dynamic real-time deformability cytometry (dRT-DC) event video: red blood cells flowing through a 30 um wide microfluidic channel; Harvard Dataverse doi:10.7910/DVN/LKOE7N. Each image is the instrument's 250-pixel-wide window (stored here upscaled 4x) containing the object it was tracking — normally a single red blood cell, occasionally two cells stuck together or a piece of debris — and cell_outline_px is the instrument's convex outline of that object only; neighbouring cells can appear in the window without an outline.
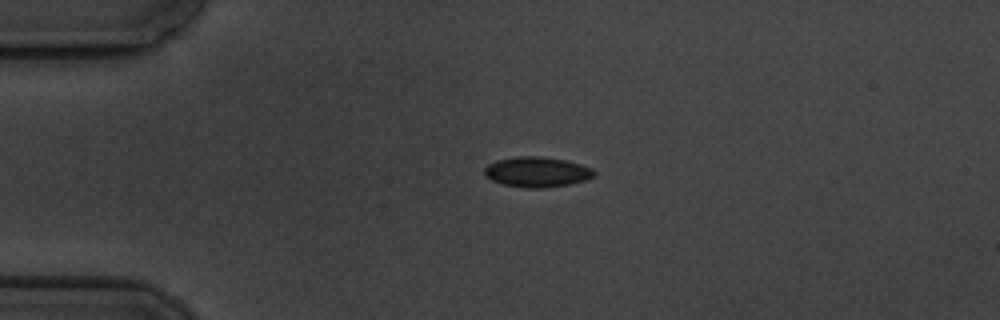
{"species": "common noctule bat (a hibernating species)", "species_latin": "Nyctalus noctula", "temperature_condition": "cold", "stored_images_in_passage": 2, "camera_frame_rate_fps": 3000, "um_per_image_px": 0.085, "animal": {"sex": "male", "body_mass_g": 19.5, "forearm_length_mm": 54.6}, "frame": {"image": 1, "passage_image": 1, "time_ms": 0.0, "image_size_px": [1000, 320], "cell_outline_px": [[596, 172], [592, 176], [584, 180], [568, 184], [544, 188], [528, 188], [504, 184], [492, 180], [484, 176], [484, 168], [488, 164], [496, 160], [516, 156], [540, 156], [564, 160], [580, 164], [592, 168]], "centroid_in_image_um": [45.6, 14.61], "position_along_channel_um": 39.4, "area_um2": 19.19}}